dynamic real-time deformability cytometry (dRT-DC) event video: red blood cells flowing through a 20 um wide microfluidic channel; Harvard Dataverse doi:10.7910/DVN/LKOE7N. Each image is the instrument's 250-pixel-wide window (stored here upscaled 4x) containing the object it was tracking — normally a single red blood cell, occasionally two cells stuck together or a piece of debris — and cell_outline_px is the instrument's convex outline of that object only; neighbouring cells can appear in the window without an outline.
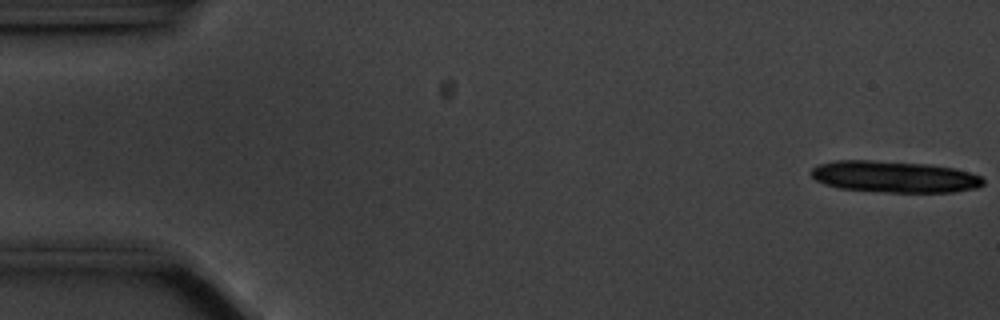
{"species": "common noctule bat (a hibernating species)", "species_latin": "Nyctalus noctula", "temperature_condition": "cold", "stored_images_in_passage": 15, "camera_frame_rate_fps": 3000, "um_per_image_px": 0.085, "animal": {"sex": "male", "body_mass_g": 20.1, "forearm_length_mm": 53.5}, "frame": {"image": 1, "passage_image": 1, "time_ms": 0.0, "image_size_px": [1000, 320], "cell_outline_px": [[984, 184], [976, 188], [952, 192], [888, 192], [840, 188], [824, 184], [816, 180], [808, 172], [812, 168], [820, 164], [836, 160], [872, 160], [928, 164], [952, 168], [968, 172], [980, 176], [984, 180]], "centroid_in_image_um": [75.99, 15.02], "position_along_channel_um": 9.0, "area_um2": 31.5}}